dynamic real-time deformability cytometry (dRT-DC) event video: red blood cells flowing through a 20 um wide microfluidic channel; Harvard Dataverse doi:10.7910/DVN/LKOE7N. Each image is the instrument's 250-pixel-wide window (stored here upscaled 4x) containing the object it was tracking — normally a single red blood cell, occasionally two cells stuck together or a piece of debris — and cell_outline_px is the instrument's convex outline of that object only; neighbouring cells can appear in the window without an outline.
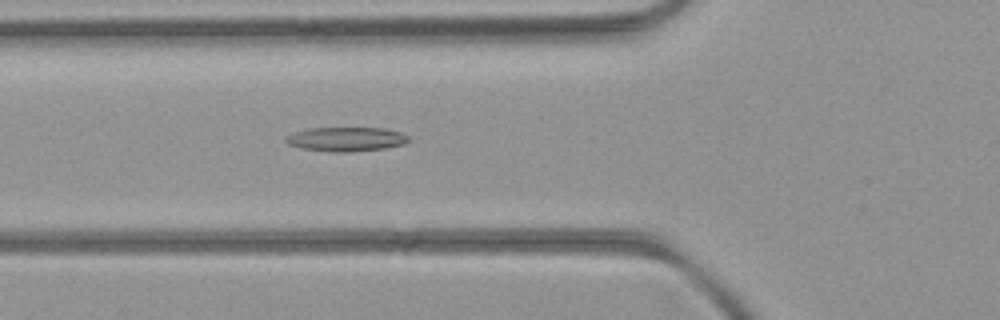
{"species": "common noctule bat (a hibernating species)", "species_latin": "Nyctalus noctula", "temperature_condition": "room temperature", "stored_images_in_passage": 52, "camera_frame_rate_fps": 3000, "um_per_image_px": 0.085, "animal": {"sex": "female", "body_mass_g": 21.9}, "frame": {"image": 1, "passage_image": 19, "time_ms": 6.0, "image_size_px": [1000, 320], "cell_outline_px": [[408, 140], [404, 144], [384, 148], [352, 152], [328, 152], [300, 148], [288, 144], [284, 140], [284, 136], [308, 128], [384, 128], [400, 132], [408, 136]], "centroid_in_image_um": [29.38, 11.83], "position_along_channel_um": 96.4, "area_um2": 17.4}}
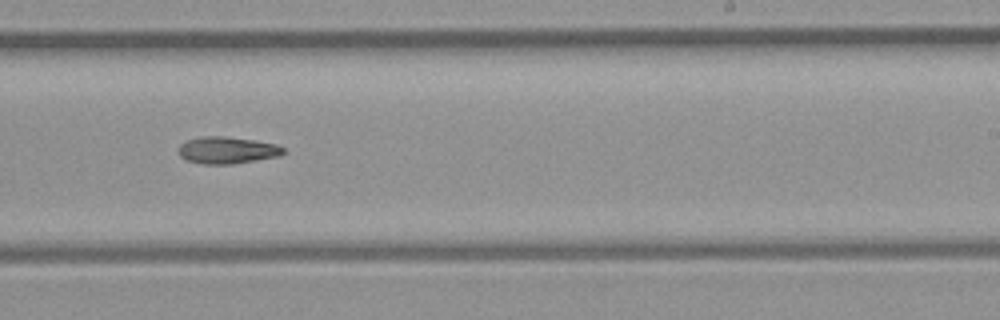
{"frame": {"image": 2, "passage_image": 32, "time_ms": 10.333, "image_size_px": [1000, 320], "cell_outline_px": [[284, 152], [280, 156], [232, 164], [204, 164], [188, 160], [180, 156], [180, 144], [188, 140], [204, 136], [224, 136], [252, 140], [276, 144], [284, 148]], "centroid_in_image_um": [19.33, 12.77], "position_along_channel_um": 269.7, "area_um2": 16.18}}
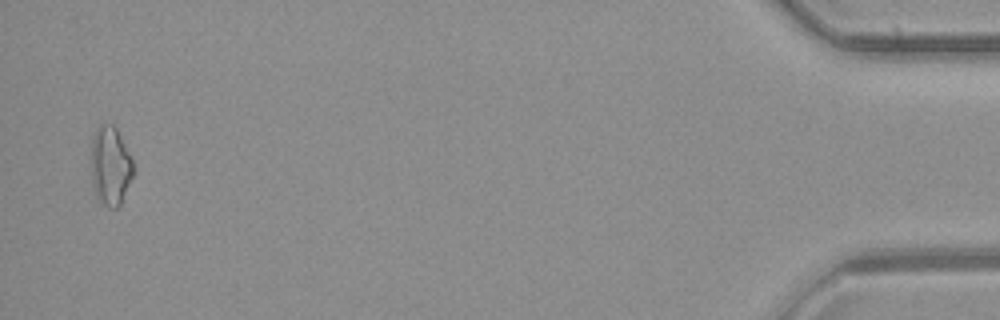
{"frame": {"image": 3, "passage_image": 51, "time_ms": 16.667, "image_size_px": [1000, 320], "cell_outline_px": [[132, 176], [120, 204], [116, 208], [112, 208], [104, 204], [96, 196], [92, 184], [92, 136], [96, 128], [100, 124], [112, 124], [116, 128], [132, 160]], "centroid_in_image_um": [9.36, 14.08], "position_along_channel_um": 425.8, "area_um2": 18.9}}